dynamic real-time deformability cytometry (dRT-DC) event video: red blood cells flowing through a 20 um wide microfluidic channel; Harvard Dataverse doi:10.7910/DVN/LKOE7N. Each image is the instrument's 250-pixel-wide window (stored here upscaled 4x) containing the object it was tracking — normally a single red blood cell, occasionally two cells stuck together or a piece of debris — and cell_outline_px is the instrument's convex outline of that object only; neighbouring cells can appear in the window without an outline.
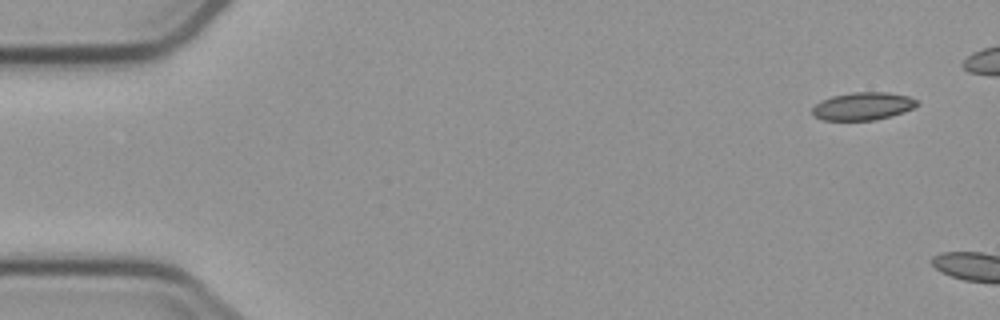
{"species": "common noctule bat (a hibernating species)", "species_latin": "Nyctalus noctula", "temperature_condition": "cold", "stored_images_in_passage": 12, "camera_frame_rate_fps": 3000, "um_per_image_px": 0.085, "animal": {"sex": "male", "body_mass_g": 23.1, "forearm_length_mm": 52.7}, "frame": {"image": 1, "passage_image": 1, "time_ms": 0.0, "image_size_px": [1000, 320], "cell_outline_px": [[920, 104], [916, 108], [892, 116], [876, 120], [820, 120], [812, 112], [812, 108], [820, 100], [832, 96], [852, 92], [888, 92], [908, 96], [916, 100]], "centroid_in_image_um": [73.38, 9.02], "position_along_channel_um": 11.6, "area_um2": 17.17}}